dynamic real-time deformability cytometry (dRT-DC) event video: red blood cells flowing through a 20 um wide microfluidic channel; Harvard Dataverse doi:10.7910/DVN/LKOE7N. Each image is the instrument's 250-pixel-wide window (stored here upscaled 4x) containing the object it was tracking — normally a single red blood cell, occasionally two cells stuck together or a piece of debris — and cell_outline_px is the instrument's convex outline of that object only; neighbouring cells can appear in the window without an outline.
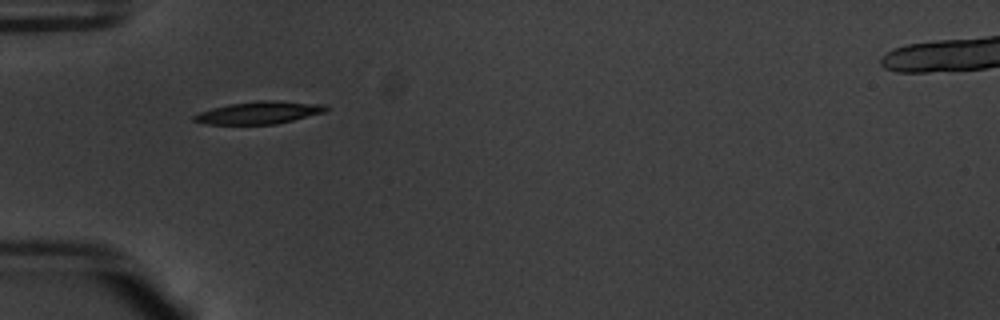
{"species": "common noctule bat (a hibernating species)", "species_latin": "Nyctalus noctula", "temperature_condition": "warm", "stored_images_in_passage": 37, "camera_frame_rate_fps": 3000, "um_per_image_px": 0.085, "animal": {"sex": "male", "body_mass_g": 20.1, "forearm_length_mm": 53.5}, "frame": {"image": 1, "passage_image": 1, "time_ms": 0.0, "image_size_px": [1000, 320], "cell_outline_px": [[328, 108], [324, 112], [276, 124], [204, 124], [192, 120], [192, 116], [200, 112], [212, 108], [228, 104], [256, 100], [280, 100], [324, 104]], "centroid_in_image_um": [21.99, 9.56], "position_along_channel_um": 63.0, "area_um2": 17.34}}
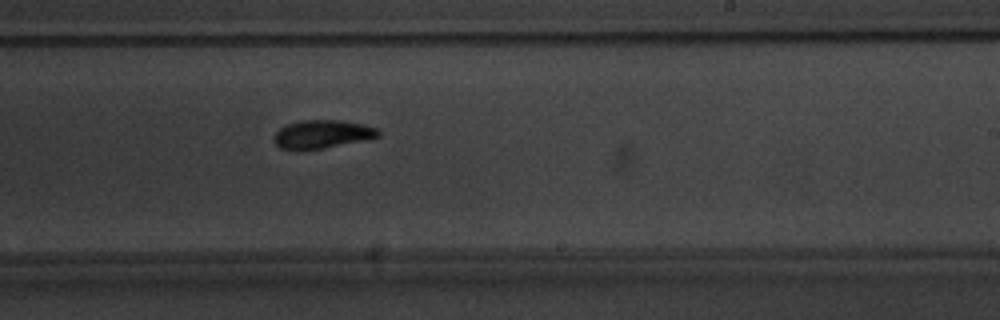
{"frame": {"image": 2, "passage_image": 17, "time_ms": 5.333, "image_size_px": [1000, 320], "cell_outline_px": [[380, 136], [372, 140], [304, 152], [300, 152], [280, 148], [272, 140], [276, 132], [280, 128], [288, 124], [300, 120], [340, 120], [364, 124], [376, 128], [380, 132]], "centroid_in_image_um": [27.41, 11.45], "position_along_channel_um": 261.6, "area_um2": 18.03}}
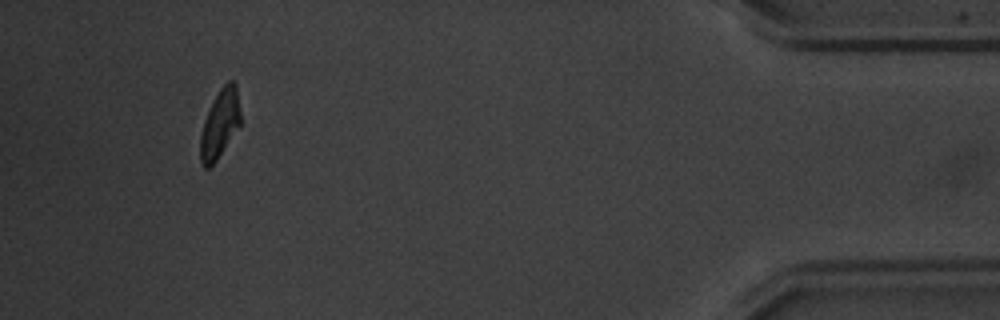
{"frame": {"image": 3, "passage_image": 34, "time_ms": 11.0, "image_size_px": [1000, 320], "cell_outline_px": [[240, 124], [216, 160], [208, 168], [204, 168], [200, 164], [200, 136], [204, 120], [220, 88], [228, 80], [232, 80], [236, 84], [240, 112]], "centroid_in_image_um": [18.67, 10.53], "position_along_channel_um": 416.5, "area_um2": 15.66}, "authors_computed_cell_mechanics": {"area_um2": 17.2822, "velocity_mm_per_s": 3.7839, "shape_relaxation_time_tau1_ms": 2.6294, "shape_relaxation_time_tau2_ms": 5.5043, "deformation_change_tau1": 0.1327, "deformation_change_tau2": 0.1051}}